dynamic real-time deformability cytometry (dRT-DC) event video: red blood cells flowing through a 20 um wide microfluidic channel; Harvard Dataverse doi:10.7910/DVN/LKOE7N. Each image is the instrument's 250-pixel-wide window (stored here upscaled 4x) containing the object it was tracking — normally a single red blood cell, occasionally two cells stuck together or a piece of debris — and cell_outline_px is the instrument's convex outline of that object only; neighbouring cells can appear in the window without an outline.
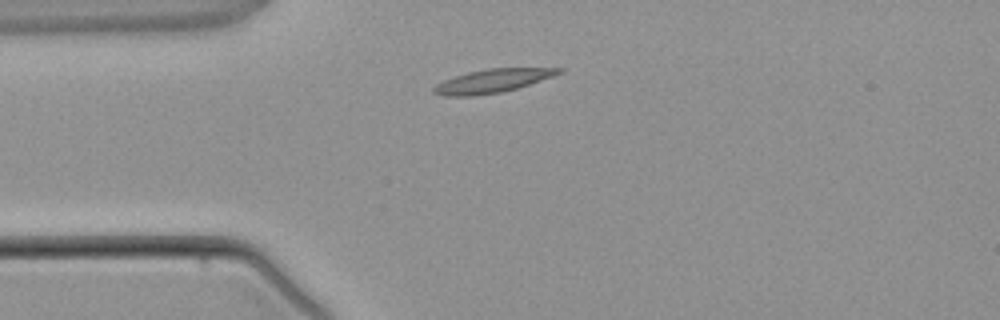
{"species": "common noctule bat (a hibernating species)", "species_latin": "Nyctalus noctula", "temperature_condition": "warm", "stored_images_in_passage": 1, "camera_frame_rate_fps": 3000, "um_per_image_px": 0.085, "animal": {"sex": "male", "body_mass_g": 21.5, "forearm_length_mm": 52.0}, "frame": {"image": 1, "passage_image": 1, "time_ms": 0.0, "image_size_px": [1000, 320], "cell_outline_px": [[564, 68], [560, 72], [552, 76], [516, 88], [500, 92], [472, 96], [444, 96], [432, 92], [432, 88], [436, 84], [444, 80], [468, 72], [488, 68]], "centroid_in_image_um": [41.78, 6.88], "position_along_channel_um": 43.2, "area_um2": 16.76}}